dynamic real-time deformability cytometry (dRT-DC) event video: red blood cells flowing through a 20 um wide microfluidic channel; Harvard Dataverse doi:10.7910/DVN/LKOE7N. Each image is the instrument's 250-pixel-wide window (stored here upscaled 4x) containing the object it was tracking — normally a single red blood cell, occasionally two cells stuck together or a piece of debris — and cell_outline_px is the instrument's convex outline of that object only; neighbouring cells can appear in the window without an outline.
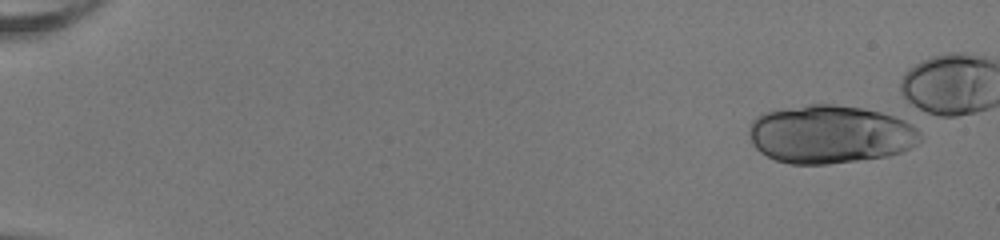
{"species": "human", "species_latin": "Homo sapiens", "temperature_condition": "room temperature", "stored_images_in_passage": 45, "segment_of_instrument_passage": [1, 2], "camera_frame_rate_fps": 3000, "um_per_image_px": 0.085, "donor": {"sex": "female"}, "frame": {"image": 1, "passage_image": 1, "time_ms": 0.0, "image_size_px": [1000, 240], "cell_outline_px": [[924, 140], [900, 152], [888, 156], [828, 164], [788, 164], [776, 160], [760, 152], [752, 144], [748, 136], [748, 128], [752, 120], [756, 116], [764, 112], [784, 108], [808, 104], [832, 104], [864, 108], [880, 112], [904, 120], [912, 124], [924, 136]], "centroid_in_image_um": [70.54, 11.41], "position_along_channel_um": 14.5, "area_um2": 58.55}}